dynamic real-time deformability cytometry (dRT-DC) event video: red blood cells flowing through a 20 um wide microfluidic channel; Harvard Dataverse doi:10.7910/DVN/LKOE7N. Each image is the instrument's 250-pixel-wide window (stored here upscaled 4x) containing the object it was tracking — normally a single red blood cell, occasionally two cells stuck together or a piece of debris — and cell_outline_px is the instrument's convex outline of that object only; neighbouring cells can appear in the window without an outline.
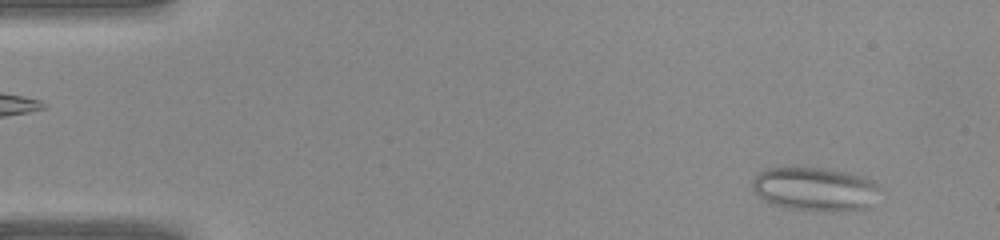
{"species": "common noctule bat (a hibernating species)", "species_latin": "Nyctalus noctula", "temperature_condition": "warm", "stored_images_in_passage": 40, "camera_frame_rate_fps": 3000, "um_per_image_px": 0.085, "animal": {"sex": "female", "body_mass_g": 22.0, "forearm_length_mm": 56.7}, "frame": {"image": 1, "passage_image": 3, "time_ms": 0.667, "image_size_px": [1000, 240], "cell_outline_px": [[880, 188], [872, 208], [864, 212], [832, 212], [792, 208], [772, 204], [764, 200], [752, 188], [752, 180], [760, 172], [768, 168], [824, 168], [852, 172], [864, 176], [880, 184]], "centroid_in_image_um": [69.42, 16.1], "position_along_channel_um": 15.6, "area_um2": 33.29}}
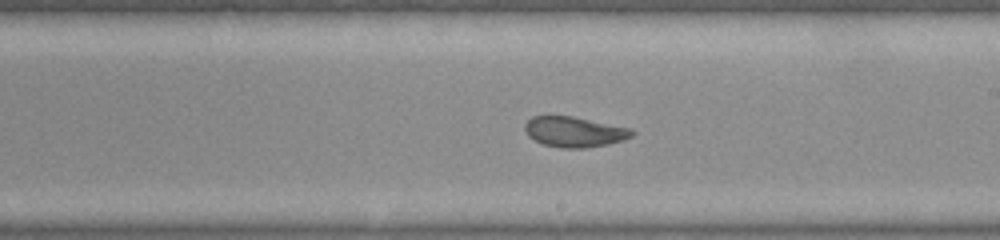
{"frame": {"image": 2, "passage_image": 23, "time_ms": 7.333, "image_size_px": [1000, 240], "cell_outline_px": [[636, 132], [632, 136], [624, 140], [608, 144], [588, 148], [560, 148], [544, 144], [528, 136], [524, 128], [524, 124], [532, 116], [572, 116], [632, 128]], "centroid_in_image_um": [48.85, 11.21], "position_along_channel_um": 240.1, "area_um2": 19.07}}
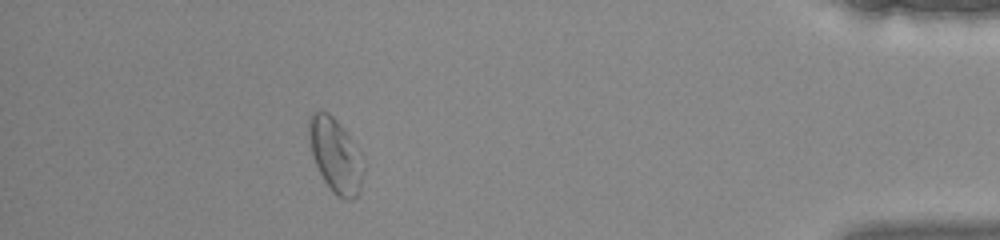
{"frame": {"image": 3, "passage_image": 36, "time_ms": 11.667, "image_size_px": [1000, 240], "cell_outline_px": [[364, 168], [360, 188], [356, 196], [352, 200], [344, 200], [336, 196], [332, 192], [324, 180], [312, 156], [308, 136], [308, 116], [312, 112], [328, 112], [340, 124], [348, 136], [364, 164]], "centroid_in_image_um": [28.48, 13.22], "position_along_channel_um": 406.7, "area_um2": 23.24}}